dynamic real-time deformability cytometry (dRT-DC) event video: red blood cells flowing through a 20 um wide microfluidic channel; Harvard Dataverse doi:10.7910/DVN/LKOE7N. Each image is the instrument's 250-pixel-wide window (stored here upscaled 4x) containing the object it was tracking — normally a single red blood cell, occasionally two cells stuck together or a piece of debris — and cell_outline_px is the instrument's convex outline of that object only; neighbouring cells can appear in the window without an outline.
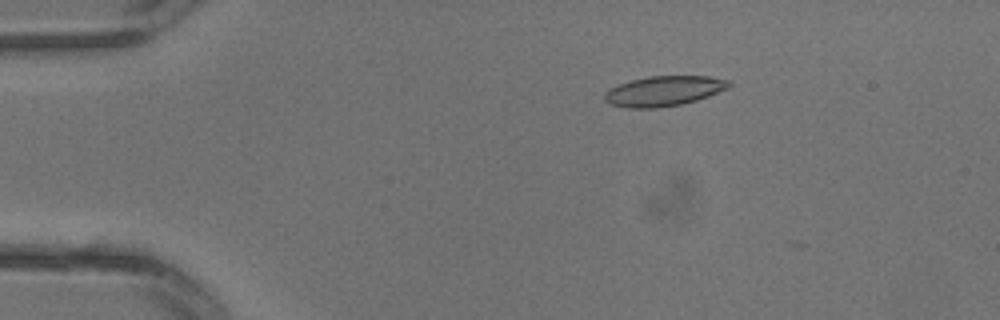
{"species": "common noctule bat (a hibernating species)", "species_latin": "Nyctalus noctula", "temperature_condition": "warm", "stored_images_in_passage": 3, "camera_frame_rate_fps": 3000, "um_per_image_px": 0.085, "animal": {"sex": "male", "body_mass_g": 13.3}, "frame": {"image": 1, "passage_image": 2, "time_ms": 0.333, "image_size_px": [1000, 320], "cell_outline_px": [[732, 84], [728, 88], [708, 96], [684, 104], [656, 108], [628, 108], [612, 104], [604, 100], [604, 92], [620, 84], [632, 80], [648, 76], [708, 76], [728, 80]], "centroid_in_image_um": [56.44, 7.74], "position_along_channel_um": 28.6, "area_um2": 21.68}}